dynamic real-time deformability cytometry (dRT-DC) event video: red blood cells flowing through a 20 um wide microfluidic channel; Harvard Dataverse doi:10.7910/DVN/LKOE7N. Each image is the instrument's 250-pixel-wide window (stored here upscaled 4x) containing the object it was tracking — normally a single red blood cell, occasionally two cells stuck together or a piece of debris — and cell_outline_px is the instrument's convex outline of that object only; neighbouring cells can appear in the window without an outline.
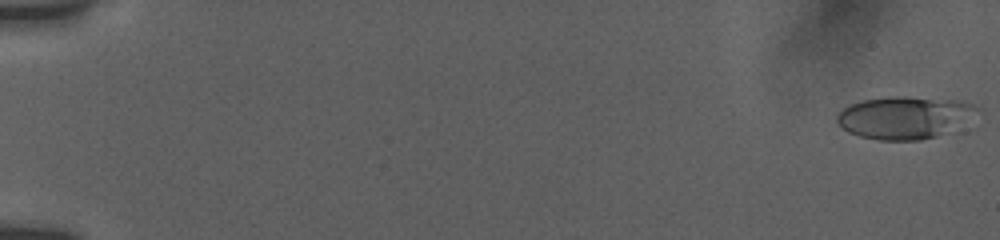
{"species": "human", "species_latin": "Homo sapiens", "temperature_condition": "room temperature", "stored_images_in_passage": 36, "camera_frame_rate_fps": 3000, "um_per_image_px": 0.085, "donor": {"sex": "female"}, "frame": {"image": 1, "passage_image": 1, "time_ms": 0.0, "image_size_px": [1000, 240], "cell_outline_px": [[984, 112], [936, 136], [920, 140], [876, 140], [860, 136], [848, 132], [836, 120], [836, 112], [852, 104], [864, 100], [888, 96], [908, 96], [964, 100], [980, 108]], "centroid_in_image_um": [76.92, 9.96], "position_along_channel_um": 8.1, "area_um2": 34.91}}
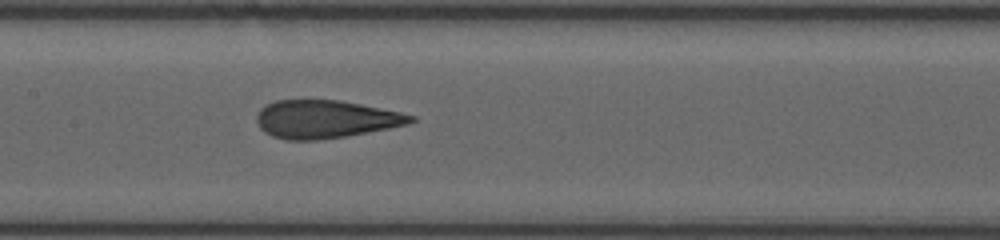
{"frame": {"image": 2, "passage_image": 20, "time_ms": 9.333, "image_size_px": [1000, 240], "cell_outline_px": [[416, 120], [408, 124], [388, 128], [344, 136], [316, 140], [288, 140], [272, 136], [264, 132], [260, 128], [256, 120], [256, 116], [260, 108], [276, 100], [340, 100], [400, 112], [416, 116]], "centroid_in_image_um": [27.64, 10.13], "position_along_channel_um": 179.8, "area_um2": 33.87}}
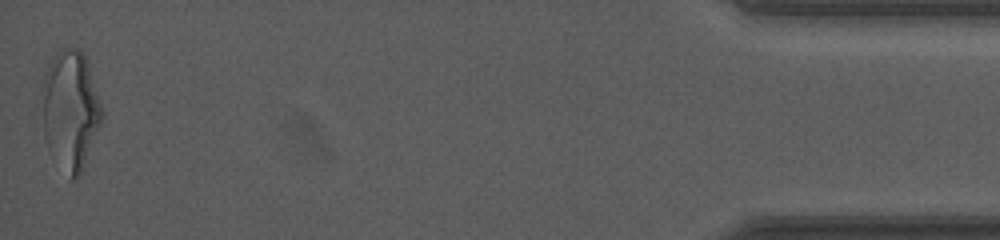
{"frame": {"image": 3, "passage_image": 36, "time_ms": 18.0, "image_size_px": [1000, 240], "cell_outline_px": [[104, 116], [80, 172], [72, 180], [48, 148], [44, 136], [44, 72], [52, 56], [60, 48], [76, 48], [84, 52], [104, 112]], "centroid_in_image_um": [6.01, 9.27], "position_along_channel_um": 429.2, "area_um2": 40.69}, "authors_computed_cell_mechanics": {"area_um2": 34.1598, "velocity_mm_per_s": 3.8225, "shape_relaxation_time_tau1_ms": 4.9937, "shape_relaxation_time_tau2_ms": 1.1254, "deformation_change_tau1": 0.182, "deformation_change_tau2": 0.0976}}